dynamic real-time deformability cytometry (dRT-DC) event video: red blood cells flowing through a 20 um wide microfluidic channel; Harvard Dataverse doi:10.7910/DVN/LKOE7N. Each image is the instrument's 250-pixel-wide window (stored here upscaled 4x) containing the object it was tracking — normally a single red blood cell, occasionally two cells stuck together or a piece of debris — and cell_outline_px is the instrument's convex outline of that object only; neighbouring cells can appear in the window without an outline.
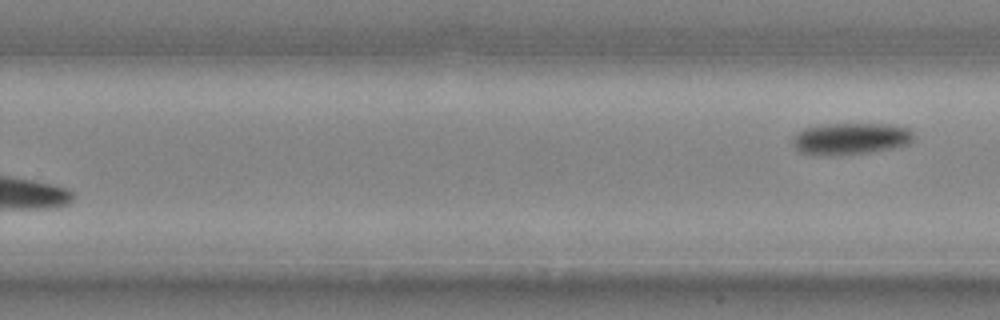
{"species": "common noctule bat (a hibernating species)", "species_latin": "Nyctalus noctula", "temperature_condition": "cold", "stored_images_in_passage": 16, "segment_of_instrument_passage": [2, 2], "camera_frame_rate_fps": 3000, "um_per_image_px": 0.085, "animal": {"sex": "male", "body_mass_g": 20.4}, "frame": {"image": 1, "passage_image": 16, "time_ms": 5.0, "image_size_px": [1000, 320], "cell_outline_px": [[912, 140], [908, 144], [892, 148], [868, 152], [840, 156], [828, 156], [800, 152], [796, 148], [792, 140], [804, 128], [828, 124], [892, 124], [908, 128], [912, 132]], "centroid_in_image_um": [72.32, 11.79], "position_along_channel_um": 257.5, "area_um2": 22.2}}